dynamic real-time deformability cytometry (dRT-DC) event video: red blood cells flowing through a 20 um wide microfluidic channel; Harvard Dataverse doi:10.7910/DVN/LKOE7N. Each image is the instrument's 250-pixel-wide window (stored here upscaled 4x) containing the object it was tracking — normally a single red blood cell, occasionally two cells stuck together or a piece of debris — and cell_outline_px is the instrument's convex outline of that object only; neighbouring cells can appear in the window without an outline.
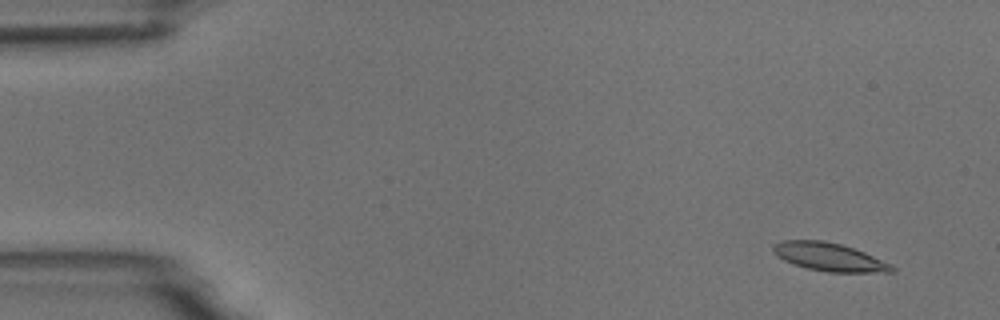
{"species": "common noctule bat (a hibernating species)", "species_latin": "Nyctalus noctula", "temperature_condition": "room temperature", "stored_images_in_passage": 55, "camera_frame_rate_fps": 3000, "um_per_image_px": 0.085, "animal": {"sex": "male", "body_mass_g": 18.8}, "frame": {"image": 1, "passage_image": 4, "time_ms": 1.0, "image_size_px": [1000, 320], "cell_outline_px": [[896, 272], [828, 272], [808, 268], [792, 264], [776, 256], [772, 252], [772, 244], [784, 240], [824, 240], [840, 244], [864, 252], [892, 264], [896, 268]], "centroid_in_image_um": [70.47, 21.84], "position_along_channel_um": 14.5, "area_um2": 19.59}}
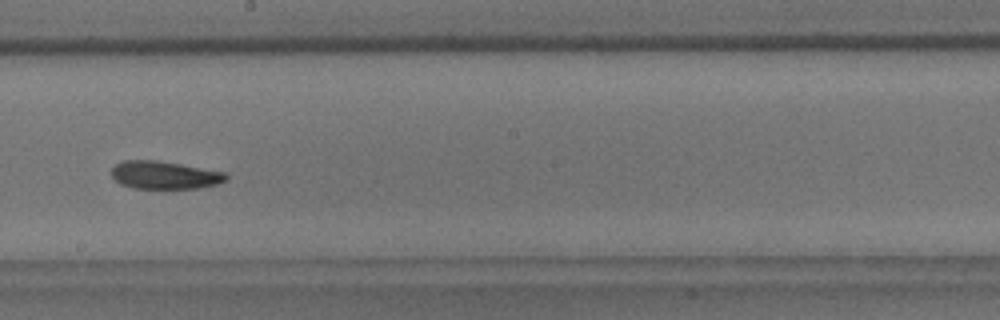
{"frame": {"image": 2, "passage_image": 31, "time_ms": 10.0, "image_size_px": [1000, 320], "cell_outline_px": [[228, 180], [216, 184], [196, 188], [132, 188], [120, 184], [112, 176], [112, 168], [116, 164], [124, 160], [156, 160], [228, 172]], "centroid_in_image_um": [14.01, 14.87], "position_along_channel_um": 234.2, "area_um2": 18.61}}
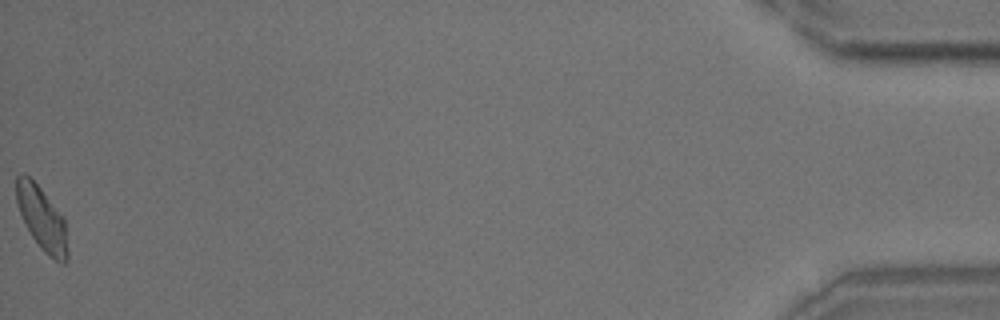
{"frame": {"image": 3, "passage_image": 55, "time_ms": 18.0, "image_size_px": [1000, 320], "cell_outline_px": [[68, 260], [64, 264], [60, 264], [48, 256], [40, 248], [32, 236], [16, 204], [16, 176], [20, 172], [24, 172], [40, 188], [64, 216], [68, 252]], "centroid_in_image_um": [3.58, 18.59], "position_along_channel_um": 431.6, "area_um2": 19.13}, "authors_computed_cell_mechanics": {"area_um2": 19.1896, "velocity_mm_per_s": 3.6998, "shape_relaxation_time_tau1_ms": 6.5978, "shape_relaxation_time_tau2_ms": 6.3273, "deformation_change_tau1": 0.1508, "deformation_change_tau2": 0.1314}}